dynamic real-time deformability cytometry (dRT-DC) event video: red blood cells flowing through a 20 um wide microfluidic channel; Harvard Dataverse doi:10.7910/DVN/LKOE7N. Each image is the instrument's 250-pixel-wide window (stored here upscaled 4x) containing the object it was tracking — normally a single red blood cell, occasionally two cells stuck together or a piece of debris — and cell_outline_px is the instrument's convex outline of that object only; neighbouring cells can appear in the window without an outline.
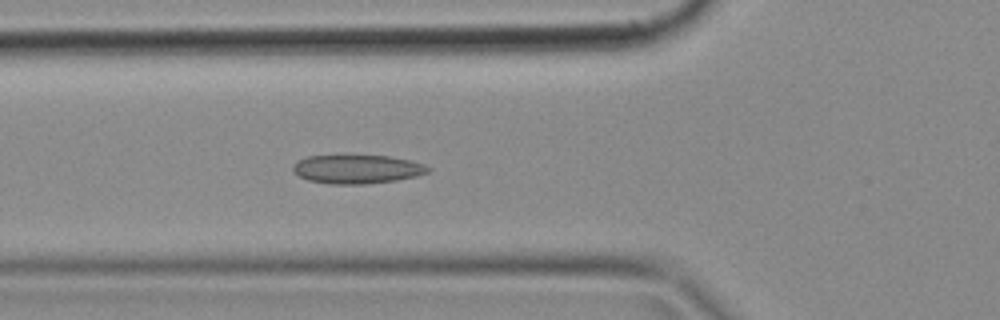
{"species": "common noctule bat (a hibernating species)", "species_latin": "Nyctalus noctula", "temperature_condition": "cold", "stored_images_in_passage": 35, "camera_frame_rate_fps": 3000, "um_per_image_px": 0.085, "animal": {"sex": "female", "body_mass_g": 18.4}, "frame": {"image": 1, "passage_image": 6, "time_ms": 1.667, "image_size_px": [1000, 320], "cell_outline_px": [[432, 168], [428, 172], [416, 176], [396, 180], [364, 184], [328, 184], [308, 180], [300, 176], [292, 168], [292, 164], [296, 160], [308, 156], [388, 156], [408, 160], [424, 164]], "centroid_in_image_um": [30.34, 14.38], "position_along_channel_um": 95.5, "area_um2": 22.48}}